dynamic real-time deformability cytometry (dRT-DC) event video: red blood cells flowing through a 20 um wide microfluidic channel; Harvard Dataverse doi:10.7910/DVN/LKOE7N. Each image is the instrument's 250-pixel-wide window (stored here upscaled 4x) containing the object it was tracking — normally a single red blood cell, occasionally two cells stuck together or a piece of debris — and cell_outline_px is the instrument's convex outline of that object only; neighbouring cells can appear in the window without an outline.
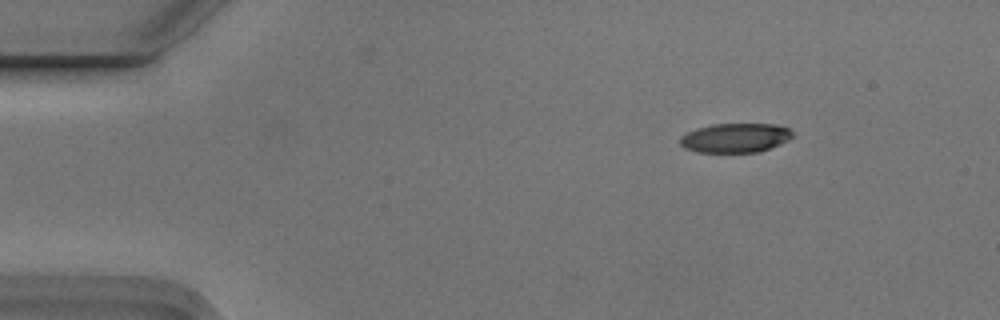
{"species": "Egyptian fruit bat (a non-hibernating species)", "species_latin": "Rousettus aegyptiacus", "temperature_condition": "cold", "stored_images_in_passage": 9, "camera_frame_rate_fps": 3000, "um_per_image_px": 0.085, "animal": {"sex": "male"}, "frame": {"image": 1, "passage_image": 1, "time_ms": 0.0, "image_size_px": [1000, 320], "cell_outline_px": [[796, 136], [780, 144], [760, 152], [696, 152], [684, 148], [680, 144], [680, 136], [696, 128], [712, 124], [776, 124], [788, 128]], "centroid_in_image_um": [62.51, 11.72], "position_along_channel_um": 22.5, "area_um2": 19.36}}
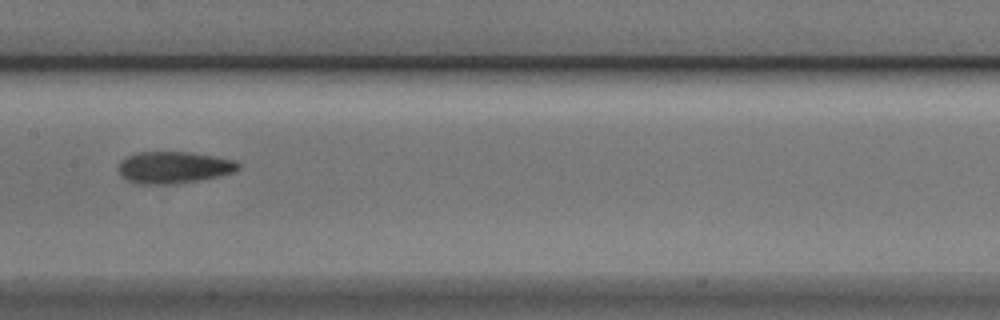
{"frame": {"image": 2, "passage_image": 7, "time_ms": 2.0, "image_size_px": [1000, 320], "cell_outline_px": [[240, 168], [236, 172], [220, 176], [176, 184], [136, 184], [120, 176], [120, 160], [128, 156], [140, 152], [188, 152], [236, 160], [240, 164]], "centroid_in_image_um": [14.8, 14.24], "position_along_channel_um": 192.6, "area_um2": 22.25}}
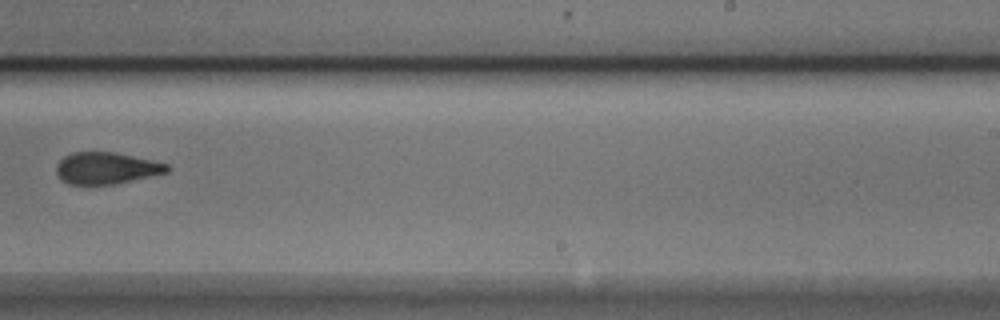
{"frame": {"image": 3, "passage_image": 9, "time_ms": 2.667, "image_size_px": [1000, 320], "cell_outline_px": [[168, 172], [112, 184], [68, 184], [60, 180], [56, 172], [56, 164], [64, 156], [72, 152], [116, 152], [168, 164]], "centroid_in_image_um": [8.98, 14.28], "position_along_channel_um": 280.0, "area_um2": 20.29}}